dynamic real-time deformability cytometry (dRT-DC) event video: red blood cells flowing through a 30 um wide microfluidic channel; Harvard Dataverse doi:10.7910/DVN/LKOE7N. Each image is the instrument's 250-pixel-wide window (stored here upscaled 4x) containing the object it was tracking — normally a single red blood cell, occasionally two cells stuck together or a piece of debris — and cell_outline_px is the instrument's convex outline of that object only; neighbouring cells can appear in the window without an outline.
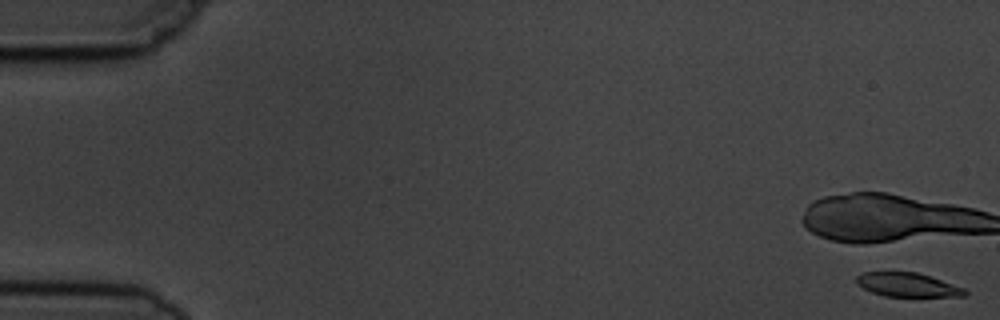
{"species": "common noctule bat (a hibernating species)", "species_latin": "Nyctalus noctula", "temperature_condition": "cold", "stored_images_in_passage": 8, "camera_frame_rate_fps": 3000, "um_per_image_px": 0.085, "animal": {"sex": "male", "body_mass_g": 19.5, "forearm_length_mm": 54.6}, "frame": {"image": 1, "passage_image": 1, "time_ms": 0.0, "image_size_px": [1000, 320], "cell_outline_px": [[968, 292], [964, 296], [884, 296], [872, 292], [856, 284], [856, 276], [864, 272], [916, 272], [964, 288]], "centroid_in_image_um": [77.1, 24.21], "position_along_channel_um": 7.9, "area_um2": 14.85}}
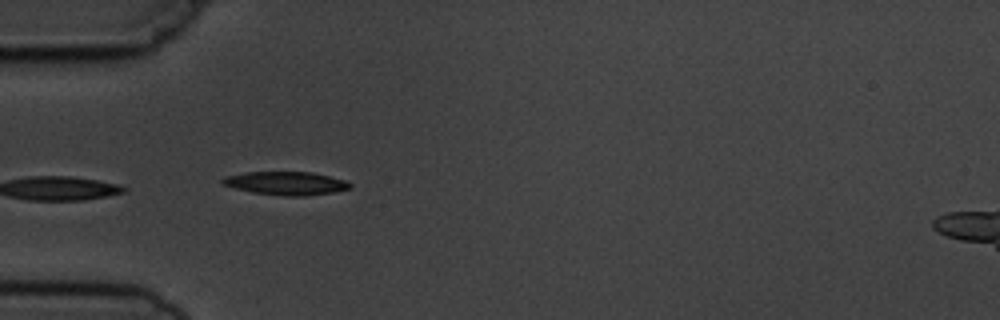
{"frame": {"image": 2, "passage_image": 6, "time_ms": 6.0, "image_size_px": [1000, 320], "cell_outline_px": [[352, 188], [332, 192], [304, 196], [284, 196], [252, 192], [236, 188], [224, 184], [220, 180], [224, 176], [244, 172], [312, 172], [344, 180], [352, 184]], "centroid_in_image_um": [24.3, 15.57], "position_along_channel_um": 60.7, "area_um2": 17.22}}
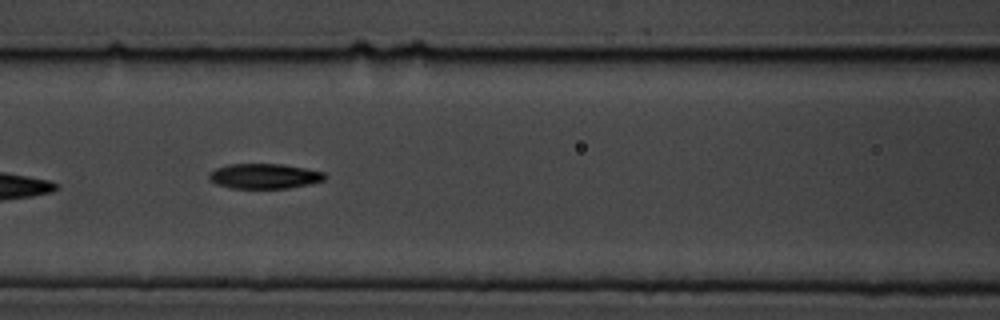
{"frame": {"image": 3, "passage_image": 8, "time_ms": 8.333, "image_size_px": [1000, 320], "cell_outline_px": [[328, 176], [324, 180], [308, 184], [288, 188], [228, 188], [216, 184], [208, 180], [208, 176], [216, 168], [228, 164], [284, 164], [324, 172]], "centroid_in_image_um": [22.46, 14.97], "position_along_channel_um": 144.1, "area_um2": 16.94}}